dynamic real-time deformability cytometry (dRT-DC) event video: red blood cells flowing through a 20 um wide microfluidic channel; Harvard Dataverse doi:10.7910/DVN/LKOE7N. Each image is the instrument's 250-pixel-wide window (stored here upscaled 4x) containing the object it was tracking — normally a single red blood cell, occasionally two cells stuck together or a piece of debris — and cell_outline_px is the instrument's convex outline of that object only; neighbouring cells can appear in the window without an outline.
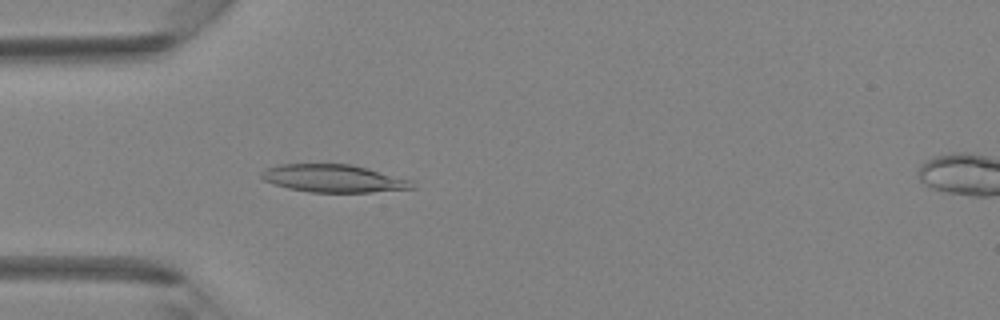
{"species": "Egyptian fruit bat (a non-hibernating species)", "species_latin": "Rousettus aegyptiacus", "temperature_condition": "room temperature", "stored_images_in_passage": 43, "camera_frame_rate_fps": 3000, "um_per_image_px": 0.085, "animal": {"sex": "female"}, "frame": {"image": 1, "passage_image": 13, "time_ms": 4.0, "image_size_px": [1000, 320], "cell_outline_px": [[416, 188], [372, 192], [308, 192], [288, 188], [264, 180], [260, 176], [260, 172], [268, 168], [280, 164], [352, 164], [368, 168], [412, 180]], "centroid_in_image_um": [28.38, 15.16], "position_along_channel_um": 56.6, "area_um2": 24.33}}
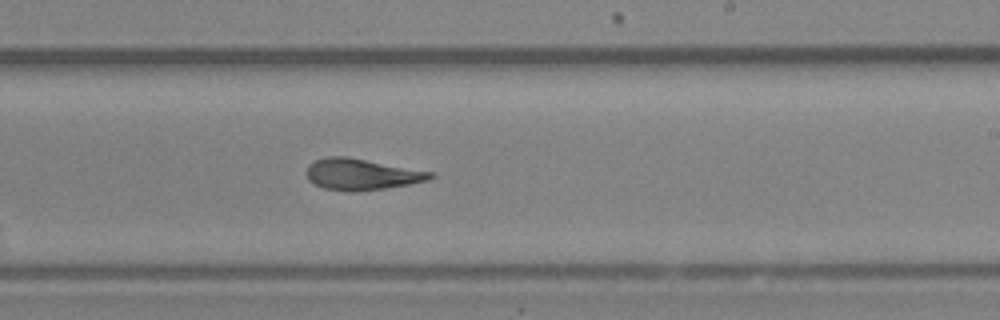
{"frame": {"image": 2, "passage_image": 26, "time_ms": 8.333, "image_size_px": [1000, 320], "cell_outline_px": [[436, 176], [428, 180], [408, 184], [384, 188], [352, 192], [324, 188], [312, 184], [308, 180], [308, 164], [316, 160], [328, 156], [344, 156], [436, 172]], "centroid_in_image_um": [30.76, 14.81], "position_along_channel_um": 258.2, "area_um2": 22.48}}
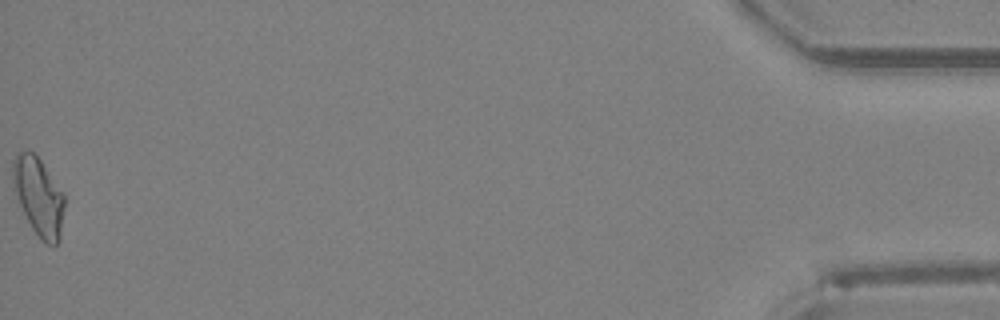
{"frame": {"image": 3, "passage_image": 43, "time_ms": 14.0, "image_size_px": [1000, 320], "cell_outline_px": [[64, 208], [60, 240], [56, 244], [44, 244], [32, 228], [20, 204], [16, 192], [12, 176], [12, 160], [16, 152], [32, 152], [40, 160], [64, 196]], "centroid_in_image_um": [3.28, 16.72], "position_along_channel_um": 431.9, "area_um2": 22.89}}